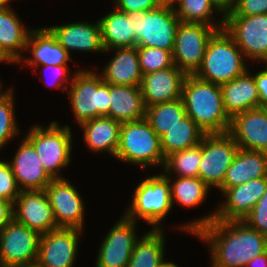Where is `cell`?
Wrapping results in <instances>:
<instances>
[{"label":"cell","mask_w":267,"mask_h":267,"mask_svg":"<svg viewBox=\"0 0 267 267\" xmlns=\"http://www.w3.org/2000/svg\"><path fill=\"white\" fill-rule=\"evenodd\" d=\"M194 235L211 250V267H246L267 251V237L243 221L213 219Z\"/></svg>","instance_id":"1"},{"label":"cell","mask_w":267,"mask_h":267,"mask_svg":"<svg viewBox=\"0 0 267 267\" xmlns=\"http://www.w3.org/2000/svg\"><path fill=\"white\" fill-rule=\"evenodd\" d=\"M187 115L206 133H228L231 118L224 110L219 84L187 75L182 86Z\"/></svg>","instance_id":"2"},{"label":"cell","mask_w":267,"mask_h":267,"mask_svg":"<svg viewBox=\"0 0 267 267\" xmlns=\"http://www.w3.org/2000/svg\"><path fill=\"white\" fill-rule=\"evenodd\" d=\"M243 57L242 51L225 29L217 30L208 41L202 64L194 75L221 85L248 70Z\"/></svg>","instance_id":"3"},{"label":"cell","mask_w":267,"mask_h":267,"mask_svg":"<svg viewBox=\"0 0 267 267\" xmlns=\"http://www.w3.org/2000/svg\"><path fill=\"white\" fill-rule=\"evenodd\" d=\"M115 158L142 166H163L165 157L160 146V137L144 118L123 122L120 128L119 145Z\"/></svg>","instance_id":"4"},{"label":"cell","mask_w":267,"mask_h":267,"mask_svg":"<svg viewBox=\"0 0 267 267\" xmlns=\"http://www.w3.org/2000/svg\"><path fill=\"white\" fill-rule=\"evenodd\" d=\"M72 76L67 95L78 125L97 117H109L110 84L92 70H77Z\"/></svg>","instance_id":"5"},{"label":"cell","mask_w":267,"mask_h":267,"mask_svg":"<svg viewBox=\"0 0 267 267\" xmlns=\"http://www.w3.org/2000/svg\"><path fill=\"white\" fill-rule=\"evenodd\" d=\"M128 15L132 18V30L137 46L156 47L173 52L180 20L170 0H165L153 10L135 11Z\"/></svg>","instance_id":"6"},{"label":"cell","mask_w":267,"mask_h":267,"mask_svg":"<svg viewBox=\"0 0 267 267\" xmlns=\"http://www.w3.org/2000/svg\"><path fill=\"white\" fill-rule=\"evenodd\" d=\"M25 138L33 145L46 173L52 179H63L59 170L71 162V128L60 127L55 121L46 128L33 125Z\"/></svg>","instance_id":"7"},{"label":"cell","mask_w":267,"mask_h":267,"mask_svg":"<svg viewBox=\"0 0 267 267\" xmlns=\"http://www.w3.org/2000/svg\"><path fill=\"white\" fill-rule=\"evenodd\" d=\"M171 178L165 173L149 176L134 190V196L125 216L137 221L138 218L151 224L153 229H162L160 223L172 209Z\"/></svg>","instance_id":"8"},{"label":"cell","mask_w":267,"mask_h":267,"mask_svg":"<svg viewBox=\"0 0 267 267\" xmlns=\"http://www.w3.org/2000/svg\"><path fill=\"white\" fill-rule=\"evenodd\" d=\"M266 190L267 177L257 178L239 186L227 188L222 195L226 197V202H222L221 206L208 216L196 219V221L189 222L188 224H181L180 228L194 234L213 219L243 221Z\"/></svg>","instance_id":"9"},{"label":"cell","mask_w":267,"mask_h":267,"mask_svg":"<svg viewBox=\"0 0 267 267\" xmlns=\"http://www.w3.org/2000/svg\"><path fill=\"white\" fill-rule=\"evenodd\" d=\"M238 149L229 133L205 134L201 139L202 159L198 178L209 188L218 189Z\"/></svg>","instance_id":"10"},{"label":"cell","mask_w":267,"mask_h":267,"mask_svg":"<svg viewBox=\"0 0 267 267\" xmlns=\"http://www.w3.org/2000/svg\"><path fill=\"white\" fill-rule=\"evenodd\" d=\"M216 28L193 22H180L172 52L173 64L186 75H194L200 68L208 41Z\"/></svg>","instance_id":"11"},{"label":"cell","mask_w":267,"mask_h":267,"mask_svg":"<svg viewBox=\"0 0 267 267\" xmlns=\"http://www.w3.org/2000/svg\"><path fill=\"white\" fill-rule=\"evenodd\" d=\"M225 31L233 38L247 60L267 57V14L225 16Z\"/></svg>","instance_id":"12"},{"label":"cell","mask_w":267,"mask_h":267,"mask_svg":"<svg viewBox=\"0 0 267 267\" xmlns=\"http://www.w3.org/2000/svg\"><path fill=\"white\" fill-rule=\"evenodd\" d=\"M40 234L15 219L0 230V264L10 267L37 261Z\"/></svg>","instance_id":"13"},{"label":"cell","mask_w":267,"mask_h":267,"mask_svg":"<svg viewBox=\"0 0 267 267\" xmlns=\"http://www.w3.org/2000/svg\"><path fill=\"white\" fill-rule=\"evenodd\" d=\"M136 223L125 215L110 229L99 247L96 267H127L138 240Z\"/></svg>","instance_id":"14"},{"label":"cell","mask_w":267,"mask_h":267,"mask_svg":"<svg viewBox=\"0 0 267 267\" xmlns=\"http://www.w3.org/2000/svg\"><path fill=\"white\" fill-rule=\"evenodd\" d=\"M53 209L58 228H77L83 230L84 204L82 197L67 179H53L45 188Z\"/></svg>","instance_id":"15"},{"label":"cell","mask_w":267,"mask_h":267,"mask_svg":"<svg viewBox=\"0 0 267 267\" xmlns=\"http://www.w3.org/2000/svg\"><path fill=\"white\" fill-rule=\"evenodd\" d=\"M81 229L58 228L42 234L37 262L41 267H73Z\"/></svg>","instance_id":"16"},{"label":"cell","mask_w":267,"mask_h":267,"mask_svg":"<svg viewBox=\"0 0 267 267\" xmlns=\"http://www.w3.org/2000/svg\"><path fill=\"white\" fill-rule=\"evenodd\" d=\"M14 219L40 235L58 229L45 190H21L14 202Z\"/></svg>","instance_id":"17"},{"label":"cell","mask_w":267,"mask_h":267,"mask_svg":"<svg viewBox=\"0 0 267 267\" xmlns=\"http://www.w3.org/2000/svg\"><path fill=\"white\" fill-rule=\"evenodd\" d=\"M228 133L240 149L267 153V108L258 107L234 115Z\"/></svg>","instance_id":"18"},{"label":"cell","mask_w":267,"mask_h":267,"mask_svg":"<svg viewBox=\"0 0 267 267\" xmlns=\"http://www.w3.org/2000/svg\"><path fill=\"white\" fill-rule=\"evenodd\" d=\"M186 76L176 65L143 75L140 88L145 107L182 98Z\"/></svg>","instance_id":"19"},{"label":"cell","mask_w":267,"mask_h":267,"mask_svg":"<svg viewBox=\"0 0 267 267\" xmlns=\"http://www.w3.org/2000/svg\"><path fill=\"white\" fill-rule=\"evenodd\" d=\"M20 144L9 162L19 188L45 190L53 179L44 170L33 145L26 138Z\"/></svg>","instance_id":"20"},{"label":"cell","mask_w":267,"mask_h":267,"mask_svg":"<svg viewBox=\"0 0 267 267\" xmlns=\"http://www.w3.org/2000/svg\"><path fill=\"white\" fill-rule=\"evenodd\" d=\"M47 28L69 54L71 50L105 52L99 21L96 24L85 21Z\"/></svg>","instance_id":"21"},{"label":"cell","mask_w":267,"mask_h":267,"mask_svg":"<svg viewBox=\"0 0 267 267\" xmlns=\"http://www.w3.org/2000/svg\"><path fill=\"white\" fill-rule=\"evenodd\" d=\"M25 50H30L32 57L21 58L28 66L67 65L70 54L58 43L56 37L47 28L31 29Z\"/></svg>","instance_id":"22"},{"label":"cell","mask_w":267,"mask_h":267,"mask_svg":"<svg viewBox=\"0 0 267 267\" xmlns=\"http://www.w3.org/2000/svg\"><path fill=\"white\" fill-rule=\"evenodd\" d=\"M30 32L11 7L0 10V58L5 63L19 64Z\"/></svg>","instance_id":"23"},{"label":"cell","mask_w":267,"mask_h":267,"mask_svg":"<svg viewBox=\"0 0 267 267\" xmlns=\"http://www.w3.org/2000/svg\"><path fill=\"white\" fill-rule=\"evenodd\" d=\"M263 177H267V153L239 148L218 189L223 193L227 188Z\"/></svg>","instance_id":"24"},{"label":"cell","mask_w":267,"mask_h":267,"mask_svg":"<svg viewBox=\"0 0 267 267\" xmlns=\"http://www.w3.org/2000/svg\"><path fill=\"white\" fill-rule=\"evenodd\" d=\"M223 106L230 118L259 107V95L253 74L246 70L242 75L220 85Z\"/></svg>","instance_id":"25"},{"label":"cell","mask_w":267,"mask_h":267,"mask_svg":"<svg viewBox=\"0 0 267 267\" xmlns=\"http://www.w3.org/2000/svg\"><path fill=\"white\" fill-rule=\"evenodd\" d=\"M116 55L102 70V80L112 85L140 87L142 73L136 47L114 48Z\"/></svg>","instance_id":"26"},{"label":"cell","mask_w":267,"mask_h":267,"mask_svg":"<svg viewBox=\"0 0 267 267\" xmlns=\"http://www.w3.org/2000/svg\"><path fill=\"white\" fill-rule=\"evenodd\" d=\"M121 122L107 116L97 117L80 124L87 147L93 152L106 151L115 158L119 145Z\"/></svg>","instance_id":"27"},{"label":"cell","mask_w":267,"mask_h":267,"mask_svg":"<svg viewBox=\"0 0 267 267\" xmlns=\"http://www.w3.org/2000/svg\"><path fill=\"white\" fill-rule=\"evenodd\" d=\"M109 117L118 122L145 118L146 107L140 87L110 84Z\"/></svg>","instance_id":"28"},{"label":"cell","mask_w":267,"mask_h":267,"mask_svg":"<svg viewBox=\"0 0 267 267\" xmlns=\"http://www.w3.org/2000/svg\"><path fill=\"white\" fill-rule=\"evenodd\" d=\"M105 52L114 48L136 47L137 41L132 30V18L116 8L98 20Z\"/></svg>","instance_id":"29"},{"label":"cell","mask_w":267,"mask_h":267,"mask_svg":"<svg viewBox=\"0 0 267 267\" xmlns=\"http://www.w3.org/2000/svg\"><path fill=\"white\" fill-rule=\"evenodd\" d=\"M206 133L186 115L175 126L160 137V146L164 157L172 153L193 148L200 144Z\"/></svg>","instance_id":"30"},{"label":"cell","mask_w":267,"mask_h":267,"mask_svg":"<svg viewBox=\"0 0 267 267\" xmlns=\"http://www.w3.org/2000/svg\"><path fill=\"white\" fill-rule=\"evenodd\" d=\"M163 230L153 229L136 241L127 267H158L164 258Z\"/></svg>","instance_id":"31"},{"label":"cell","mask_w":267,"mask_h":267,"mask_svg":"<svg viewBox=\"0 0 267 267\" xmlns=\"http://www.w3.org/2000/svg\"><path fill=\"white\" fill-rule=\"evenodd\" d=\"M187 115L182 98L146 107L145 119L161 137Z\"/></svg>","instance_id":"32"},{"label":"cell","mask_w":267,"mask_h":267,"mask_svg":"<svg viewBox=\"0 0 267 267\" xmlns=\"http://www.w3.org/2000/svg\"><path fill=\"white\" fill-rule=\"evenodd\" d=\"M174 6L176 16L180 22H193V23H204L210 25L217 30L223 29L224 17L219 21L215 22L213 15L217 10L209 2V0H170ZM178 4V5H176ZM176 6V7H175ZM178 6V7H177ZM214 11V12H213ZM213 19V20H212Z\"/></svg>","instance_id":"33"},{"label":"cell","mask_w":267,"mask_h":267,"mask_svg":"<svg viewBox=\"0 0 267 267\" xmlns=\"http://www.w3.org/2000/svg\"><path fill=\"white\" fill-rule=\"evenodd\" d=\"M170 184L171 201L184 207H196L206 198L210 188L198 177H177Z\"/></svg>","instance_id":"34"},{"label":"cell","mask_w":267,"mask_h":267,"mask_svg":"<svg viewBox=\"0 0 267 267\" xmlns=\"http://www.w3.org/2000/svg\"><path fill=\"white\" fill-rule=\"evenodd\" d=\"M202 159L201 142L199 145L170 154L165 158L164 173L179 177H198Z\"/></svg>","instance_id":"35"},{"label":"cell","mask_w":267,"mask_h":267,"mask_svg":"<svg viewBox=\"0 0 267 267\" xmlns=\"http://www.w3.org/2000/svg\"><path fill=\"white\" fill-rule=\"evenodd\" d=\"M2 91H0V149L20 132L15 121L14 90L11 88L7 92Z\"/></svg>","instance_id":"36"},{"label":"cell","mask_w":267,"mask_h":267,"mask_svg":"<svg viewBox=\"0 0 267 267\" xmlns=\"http://www.w3.org/2000/svg\"><path fill=\"white\" fill-rule=\"evenodd\" d=\"M139 66L142 75L172 67V53L156 47L137 46Z\"/></svg>","instance_id":"37"},{"label":"cell","mask_w":267,"mask_h":267,"mask_svg":"<svg viewBox=\"0 0 267 267\" xmlns=\"http://www.w3.org/2000/svg\"><path fill=\"white\" fill-rule=\"evenodd\" d=\"M20 192L10 163L0 161V201L15 202Z\"/></svg>","instance_id":"38"},{"label":"cell","mask_w":267,"mask_h":267,"mask_svg":"<svg viewBox=\"0 0 267 267\" xmlns=\"http://www.w3.org/2000/svg\"><path fill=\"white\" fill-rule=\"evenodd\" d=\"M244 221L251 228L267 237V190Z\"/></svg>","instance_id":"39"},{"label":"cell","mask_w":267,"mask_h":267,"mask_svg":"<svg viewBox=\"0 0 267 267\" xmlns=\"http://www.w3.org/2000/svg\"><path fill=\"white\" fill-rule=\"evenodd\" d=\"M267 14V0H236L235 7L226 16H254Z\"/></svg>","instance_id":"40"},{"label":"cell","mask_w":267,"mask_h":267,"mask_svg":"<svg viewBox=\"0 0 267 267\" xmlns=\"http://www.w3.org/2000/svg\"><path fill=\"white\" fill-rule=\"evenodd\" d=\"M114 7L125 13L150 11L157 8L165 0H114Z\"/></svg>","instance_id":"41"},{"label":"cell","mask_w":267,"mask_h":267,"mask_svg":"<svg viewBox=\"0 0 267 267\" xmlns=\"http://www.w3.org/2000/svg\"><path fill=\"white\" fill-rule=\"evenodd\" d=\"M42 67H43V70L47 69L53 73L52 75L54 77V81H52L53 83L51 82L52 83L51 85L54 86V88L67 90L68 86L64 85V82H66L65 84H68V82L69 83L72 82V81H69V79H71V80L73 79V77L70 78L68 76V71H69L68 69L69 68L67 67V65H60V66L43 65Z\"/></svg>","instance_id":"42"},{"label":"cell","mask_w":267,"mask_h":267,"mask_svg":"<svg viewBox=\"0 0 267 267\" xmlns=\"http://www.w3.org/2000/svg\"><path fill=\"white\" fill-rule=\"evenodd\" d=\"M259 95V107H267V71L260 70L253 75Z\"/></svg>","instance_id":"43"},{"label":"cell","mask_w":267,"mask_h":267,"mask_svg":"<svg viewBox=\"0 0 267 267\" xmlns=\"http://www.w3.org/2000/svg\"><path fill=\"white\" fill-rule=\"evenodd\" d=\"M14 219V202L0 201V230Z\"/></svg>","instance_id":"44"},{"label":"cell","mask_w":267,"mask_h":267,"mask_svg":"<svg viewBox=\"0 0 267 267\" xmlns=\"http://www.w3.org/2000/svg\"><path fill=\"white\" fill-rule=\"evenodd\" d=\"M209 2L215 7V10L222 13L223 17L231 13L236 4V0H209Z\"/></svg>","instance_id":"45"},{"label":"cell","mask_w":267,"mask_h":267,"mask_svg":"<svg viewBox=\"0 0 267 267\" xmlns=\"http://www.w3.org/2000/svg\"><path fill=\"white\" fill-rule=\"evenodd\" d=\"M246 267H267V251L248 262Z\"/></svg>","instance_id":"46"},{"label":"cell","mask_w":267,"mask_h":267,"mask_svg":"<svg viewBox=\"0 0 267 267\" xmlns=\"http://www.w3.org/2000/svg\"><path fill=\"white\" fill-rule=\"evenodd\" d=\"M10 267H41L40 264L35 261V262H31V263H24V264H16Z\"/></svg>","instance_id":"47"},{"label":"cell","mask_w":267,"mask_h":267,"mask_svg":"<svg viewBox=\"0 0 267 267\" xmlns=\"http://www.w3.org/2000/svg\"><path fill=\"white\" fill-rule=\"evenodd\" d=\"M158 267H178L176 264L172 263V262H165V260H163Z\"/></svg>","instance_id":"48"},{"label":"cell","mask_w":267,"mask_h":267,"mask_svg":"<svg viewBox=\"0 0 267 267\" xmlns=\"http://www.w3.org/2000/svg\"><path fill=\"white\" fill-rule=\"evenodd\" d=\"M10 2H11L10 0H0V10L9 7L8 3Z\"/></svg>","instance_id":"49"},{"label":"cell","mask_w":267,"mask_h":267,"mask_svg":"<svg viewBox=\"0 0 267 267\" xmlns=\"http://www.w3.org/2000/svg\"><path fill=\"white\" fill-rule=\"evenodd\" d=\"M262 61H263L264 63H266V68H265V70L267 71V57H265Z\"/></svg>","instance_id":"50"},{"label":"cell","mask_w":267,"mask_h":267,"mask_svg":"<svg viewBox=\"0 0 267 267\" xmlns=\"http://www.w3.org/2000/svg\"><path fill=\"white\" fill-rule=\"evenodd\" d=\"M2 90V83H1V81H0V91Z\"/></svg>","instance_id":"51"}]
</instances>
